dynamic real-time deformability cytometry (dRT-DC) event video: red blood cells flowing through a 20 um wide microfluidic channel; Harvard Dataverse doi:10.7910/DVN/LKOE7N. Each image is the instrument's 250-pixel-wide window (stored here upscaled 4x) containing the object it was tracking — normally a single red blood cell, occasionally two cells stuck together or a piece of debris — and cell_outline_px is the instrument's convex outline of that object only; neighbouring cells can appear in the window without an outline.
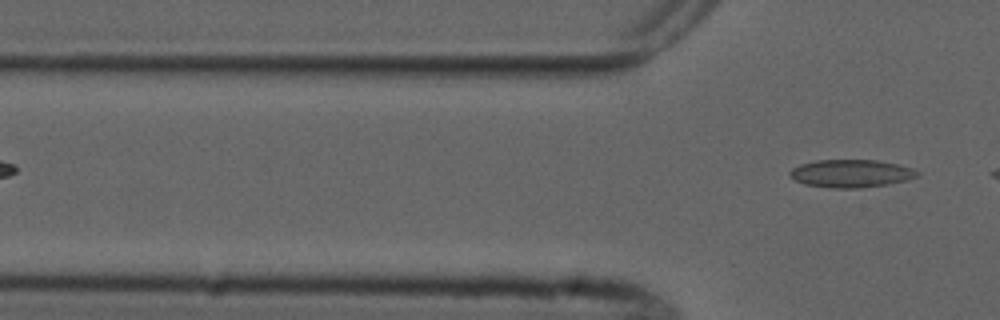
{"species": "common noctule bat (a hibernating species)", "species_latin": "Nyctalus noctula", "temperature_condition": "cold", "stored_images_in_passage": 5, "camera_frame_rate_fps": 3000, "um_per_image_px": 0.085, "animal": {"sex": "male", "forearm_length_mm": 52.5}, "frame": {"image": 1, "passage_image": 5, "time_ms": 6.0, "image_size_px": [1000, 320], "cell_outline_px": [[920, 172], [916, 176], [908, 180], [888, 184], [860, 188], [832, 188], [804, 184], [788, 176], [788, 172], [792, 168], [800, 164], [816, 160], [876, 160], [896, 164], [912, 168]], "centroid_in_image_um": [72.31, 14.75], "position_along_channel_um": 53.5, "area_um2": 20.69}}